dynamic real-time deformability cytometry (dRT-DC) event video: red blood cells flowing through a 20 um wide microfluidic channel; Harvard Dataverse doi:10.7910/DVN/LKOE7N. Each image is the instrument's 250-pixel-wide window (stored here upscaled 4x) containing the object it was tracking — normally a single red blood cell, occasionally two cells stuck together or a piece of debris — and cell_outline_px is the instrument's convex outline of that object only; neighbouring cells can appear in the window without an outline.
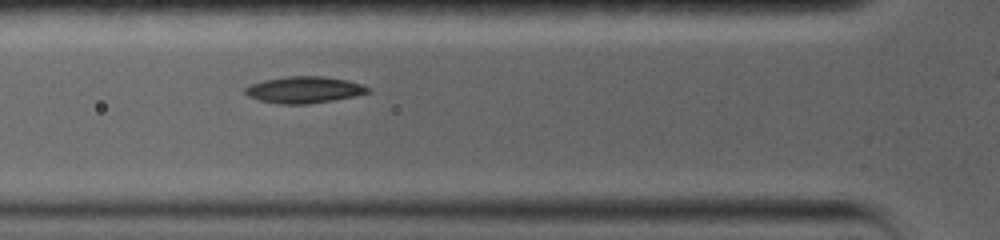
{"species": "common noctule bat (a hibernating species)", "species_latin": "Nyctalus noctula", "temperature_condition": "warm", "stored_images_in_passage": 6, "segment_of_instrument_passage": [1, 2], "camera_frame_rate_fps": 5000, "um_per_image_px": 0.085, "animal": {"sex": "female", "body_mass_g": 19.0, "forearm_length_mm": 56.7}, "frame": {"image": 1, "passage_image": 4, "time_ms": 3.2, "image_size_px": [1000, 240], "cell_outline_px": [[372, 92], [356, 96], [308, 104], [280, 104], [260, 100], [248, 96], [244, 92], [244, 88], [248, 84], [264, 80], [288, 76], [320, 76], [348, 80], [372, 88]], "centroid_in_image_um": [25.86, 7.63], "position_along_channel_um": 99.9, "area_um2": 19.13}}
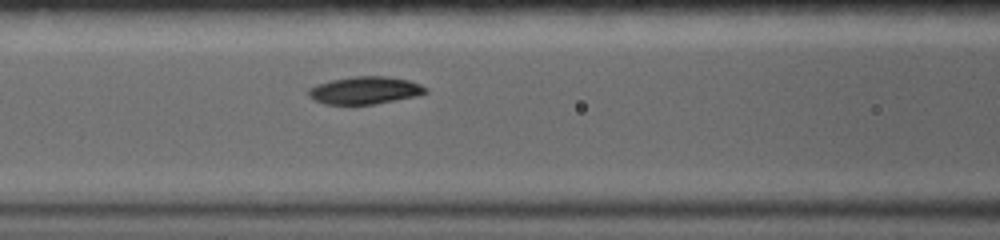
{"frame": {"image": 2, "passage_image": 5, "time_ms": 4.2, "image_size_px": [1000, 240], "cell_outline_px": [[428, 92], [416, 96], [376, 104], [352, 108], [324, 104], [308, 96], [308, 88], [316, 84], [332, 80], [352, 76], [388, 76], [408, 80], [420, 84], [428, 88]], "centroid_in_image_um": [30.98, 7.72], "position_along_channel_um": 135.6, "area_um2": 19.59}}